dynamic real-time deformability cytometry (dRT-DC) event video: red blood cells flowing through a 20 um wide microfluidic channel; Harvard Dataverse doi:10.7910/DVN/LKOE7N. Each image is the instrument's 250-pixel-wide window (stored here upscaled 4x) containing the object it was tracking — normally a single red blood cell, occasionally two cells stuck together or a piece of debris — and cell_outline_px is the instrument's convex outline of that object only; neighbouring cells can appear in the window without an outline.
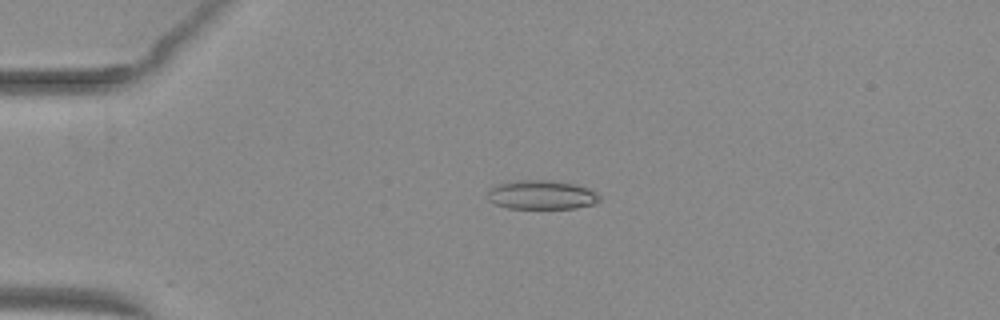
{"species": "common noctule bat (a hibernating species)", "species_latin": "Nyctalus noctula", "temperature_condition": "warm", "stored_images_in_passage": 40, "camera_frame_rate_fps": 3000, "um_per_image_px": 0.085, "animal": {"sex": "female", "body_mass_g": 29.2, "forearm_length_mm": 56.3}, "frame": {"image": 1, "passage_image": 1, "time_ms": 0.0, "image_size_px": [1000, 320], "cell_outline_px": [[600, 200], [596, 204], [576, 208], [508, 208], [496, 204], [488, 200], [488, 192], [496, 184], [520, 180], [552, 180], [576, 184], [588, 188], [596, 192], [600, 196]], "centroid_in_image_um": [46.08, 16.56], "position_along_channel_um": 38.9, "area_um2": 19.02}}
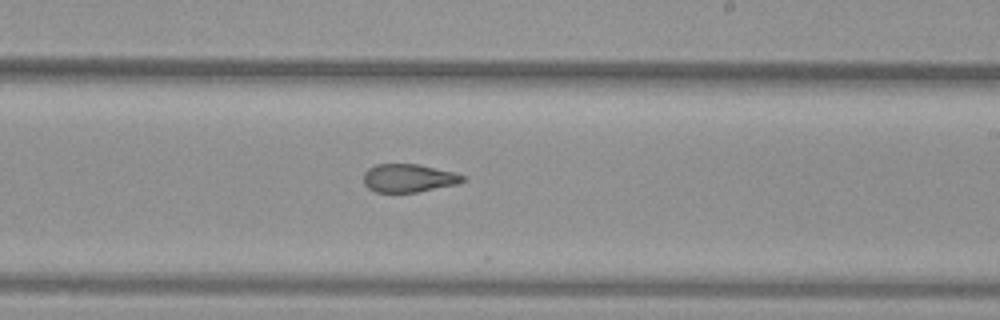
{"frame": {"image": 2, "passage_image": 20, "time_ms": 6.333, "image_size_px": [1000, 320], "cell_outline_px": [[468, 180], [460, 184], [416, 192], [376, 192], [368, 188], [364, 184], [364, 172], [368, 168], [376, 164], [420, 164], [452, 172], [464, 176]], "centroid_in_image_um": [34.75, 15.14], "position_along_channel_um": 254.2, "area_um2": 16.42}}
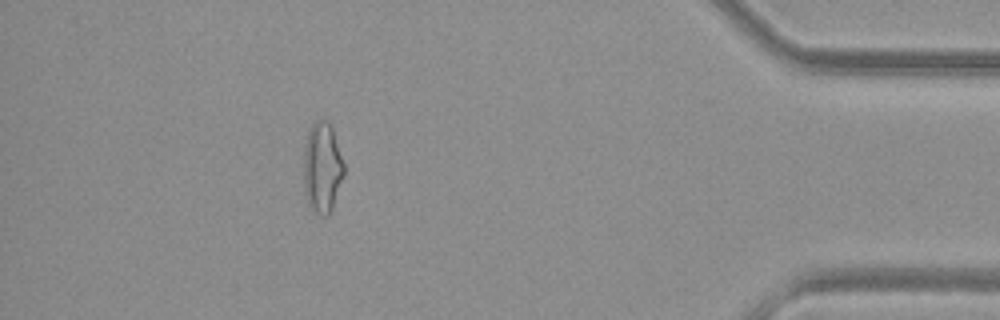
{"frame": {"image": 3, "passage_image": 35, "time_ms": 11.333, "image_size_px": [1000, 320], "cell_outline_px": [[344, 172], [332, 208], [328, 216], [320, 216], [312, 212], [308, 204], [304, 192], [304, 144], [308, 132], [312, 124], [316, 120], [328, 120], [332, 124], [344, 164]], "centroid_in_image_um": [27.38, 14.24], "position_along_channel_um": 407.8, "area_um2": 21.56}, "authors_computed_cell_mechanics": {"area_um2": 18.0625, "velocity_mm_per_s": 4.0351, "shape_relaxation_time_tau1_ms": null, "shape_relaxation_time_tau2_ms": 2.1032, "deformation_change_tau1": null, "deformation_change_tau2": 0.1055}}